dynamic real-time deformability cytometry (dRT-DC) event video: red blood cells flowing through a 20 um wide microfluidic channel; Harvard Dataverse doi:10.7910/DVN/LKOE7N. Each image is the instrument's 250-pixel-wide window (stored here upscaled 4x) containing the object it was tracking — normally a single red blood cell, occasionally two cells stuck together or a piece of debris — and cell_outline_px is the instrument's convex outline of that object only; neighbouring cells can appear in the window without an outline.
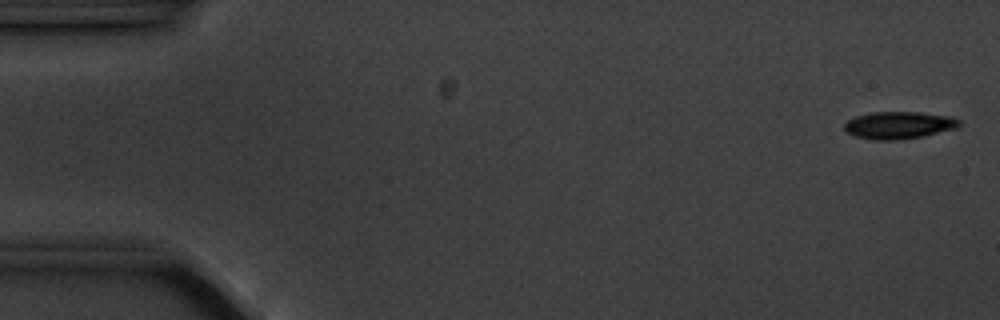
{"species": "common noctule bat (a hibernating species)", "species_latin": "Nyctalus noctula", "temperature_condition": "cold", "stored_images_in_passage": 6, "segment_of_instrument_passage": [1, 2], "camera_frame_rate_fps": 3000, "um_per_image_px": 0.085, "animal": {"sex": "male", "body_mass_g": 20.1, "forearm_length_mm": 53.5}, "frame": {"image": 1, "passage_image": 1, "time_ms": 0.0, "image_size_px": [1000, 320], "cell_outline_px": [[960, 124], [956, 128], [924, 136], [896, 140], [872, 140], [856, 136], [844, 132], [844, 124], [848, 120], [856, 116], [872, 112], [920, 112], [952, 116], [960, 120]], "centroid_in_image_um": [76.39, 10.64], "position_along_channel_um": 8.6, "area_um2": 18.38}}